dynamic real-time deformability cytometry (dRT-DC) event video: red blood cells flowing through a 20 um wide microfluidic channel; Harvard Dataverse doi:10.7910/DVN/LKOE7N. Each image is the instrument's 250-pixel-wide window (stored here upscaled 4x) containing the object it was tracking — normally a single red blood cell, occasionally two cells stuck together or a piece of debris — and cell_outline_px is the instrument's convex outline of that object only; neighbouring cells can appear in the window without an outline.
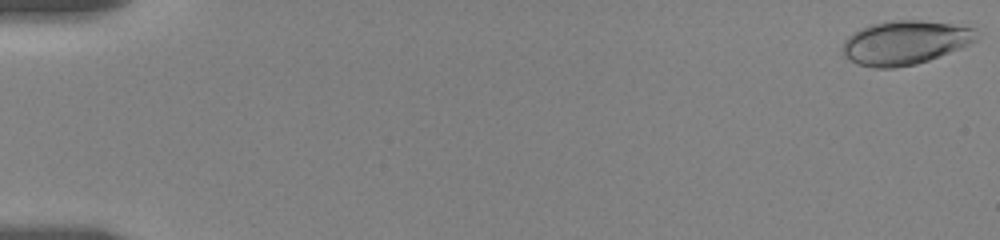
{"species": "human", "species_latin": "Homo sapiens", "temperature_condition": "room temperature", "stored_images_in_passage": 50, "camera_frame_rate_fps": 3000, "um_per_image_px": 0.085, "donor": {"sex": "female"}, "frame": {"image": 1, "passage_image": 1, "time_ms": 0.0, "image_size_px": [1000, 240], "cell_outline_px": [[980, 36], [976, 40], [960, 48], [928, 60], [916, 64], [892, 68], [872, 68], [860, 64], [852, 60], [840, 48], [844, 40], [848, 36], [860, 28], [872, 24], [892, 20], [920, 20], [964, 24], [976, 28]], "centroid_in_image_um": [76.99, 3.59], "position_along_channel_um": 8.0, "area_um2": 34.51}}
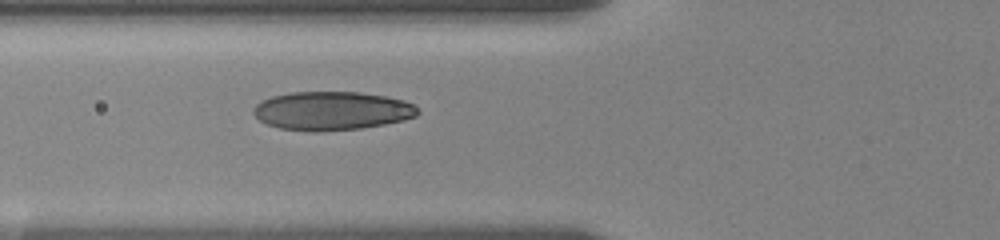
{"frame": {"image": 2, "passage_image": 37, "time_ms": 7.333, "image_size_px": [1000, 240], "cell_outline_px": [[420, 112], [416, 116], [404, 120], [384, 124], [360, 128], [320, 132], [312, 132], [280, 128], [268, 124], [260, 120], [252, 112], [252, 108], [256, 104], [272, 96], [292, 92], [360, 92], [384, 96], [404, 100], [412, 104]], "centroid_in_image_um": [28.2, 9.42], "position_along_channel_um": 97.6, "area_um2": 36.93}}
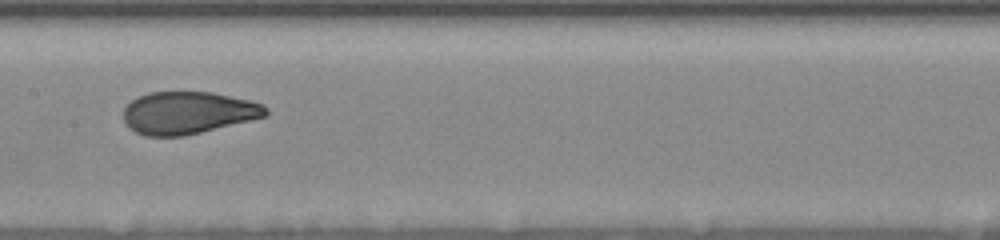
{"frame": {"image": 3, "passage_image": 49, "time_ms": 10.0, "image_size_px": [1000, 240], "cell_outline_px": [[268, 116], [184, 136], [144, 136], [128, 128], [124, 120], [124, 108], [132, 100], [148, 92], [212, 92], [248, 100], [264, 104], [268, 108]], "centroid_in_image_um": [15.99, 9.59], "position_along_channel_um": 191.4, "area_um2": 35.14}}